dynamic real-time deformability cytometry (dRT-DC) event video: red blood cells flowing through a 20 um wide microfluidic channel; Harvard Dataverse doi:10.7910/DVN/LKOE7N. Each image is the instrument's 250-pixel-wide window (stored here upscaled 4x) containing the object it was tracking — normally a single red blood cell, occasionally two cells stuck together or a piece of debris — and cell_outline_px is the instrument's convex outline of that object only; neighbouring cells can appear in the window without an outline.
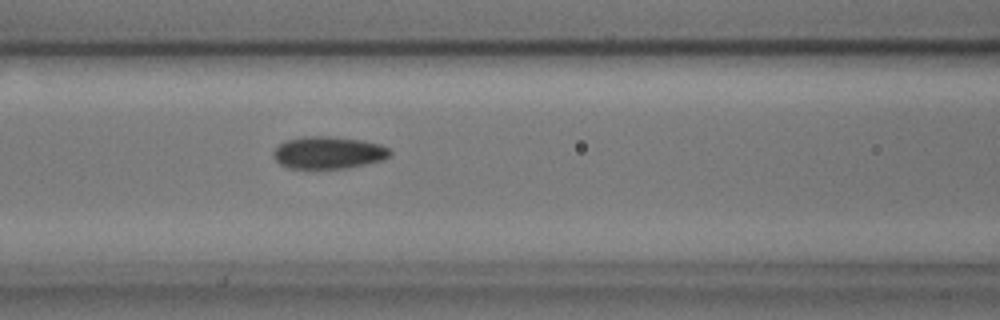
{"species": "common noctule bat (a hibernating species)", "species_latin": "Nyctalus noctula", "temperature_condition": "cold", "stored_images_in_passage": 32, "camera_frame_rate_fps": 3000, "um_per_image_px": 0.085, "animal": {"sex": "male", "body_mass_g": 17.9, "forearm_length_mm": 54.2}, "frame": {"image": 1, "passage_image": 7, "time_ms": 2.0, "image_size_px": [1000, 320], "cell_outline_px": [[392, 152], [384, 160], [348, 168], [288, 168], [280, 164], [272, 156], [272, 152], [284, 140], [304, 136], [328, 136], [364, 140], [380, 144], [388, 148]], "centroid_in_image_um": [27.91, 12.97], "position_along_channel_um": 138.7, "area_um2": 22.08}}
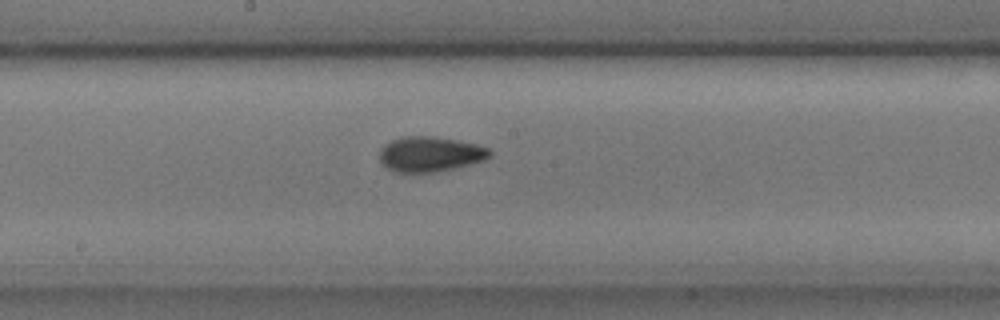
{"frame": {"image": 2, "passage_image": 13, "time_ms": 4.0, "image_size_px": [1000, 320], "cell_outline_px": [[492, 156], [484, 160], [436, 172], [396, 172], [388, 168], [380, 160], [380, 148], [384, 144], [392, 140], [404, 136], [432, 136], [456, 140], [476, 144], [488, 148], [492, 152]], "centroid_in_image_um": [36.55, 13.09], "position_along_channel_um": 211.6, "area_um2": 22.37}}
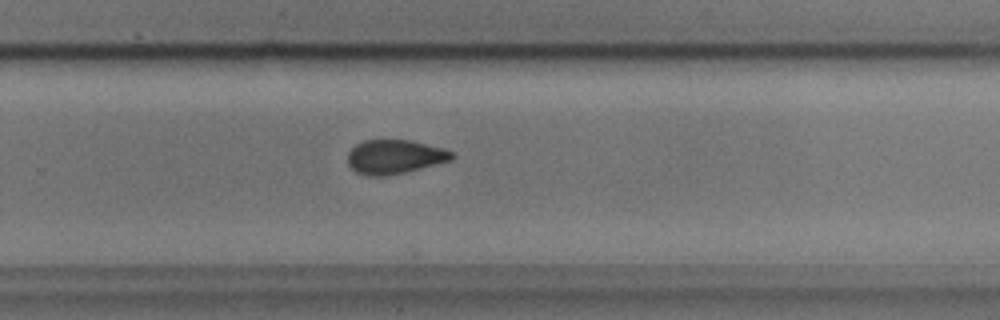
{"frame": {"image": 3, "passage_image": 20, "time_ms": 6.333, "image_size_px": [1000, 320], "cell_outline_px": [[456, 156], [452, 160], [404, 172], [384, 176], [368, 176], [356, 172], [348, 164], [348, 152], [356, 144], [364, 140], [408, 140], [440, 148], [452, 152]], "centroid_in_image_um": [33.51, 13.33], "position_along_channel_um": 296.3, "area_um2": 20.4}, "authors_computed_cell_mechanics": {"area_um2": 21.5305, "velocity_mm_per_s": 3.648, "shape_relaxation_time_tau1_ms": 5.2757, "shape_relaxation_time_tau2_ms": 3.6633, "deformation_change_tau1": 0.1011, "deformation_change_tau2": 0.0912}}